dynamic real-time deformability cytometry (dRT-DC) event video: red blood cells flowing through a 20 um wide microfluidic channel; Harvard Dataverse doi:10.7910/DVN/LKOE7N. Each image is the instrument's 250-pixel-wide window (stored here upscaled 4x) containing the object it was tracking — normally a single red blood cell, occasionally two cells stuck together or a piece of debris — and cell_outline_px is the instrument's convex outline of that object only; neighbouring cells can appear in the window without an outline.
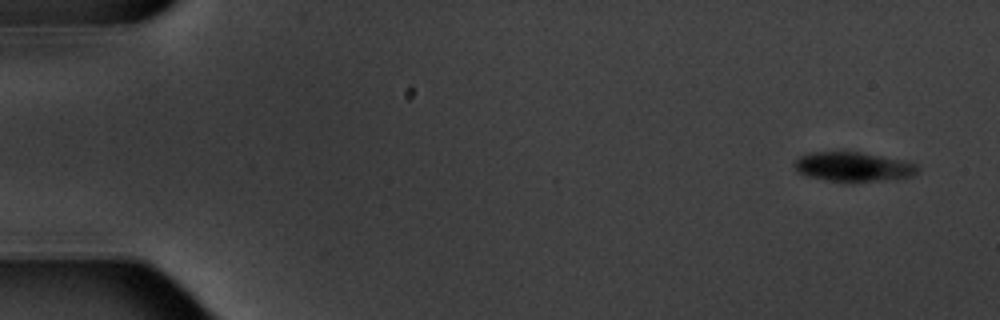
{"species": "common noctule bat (a hibernating species)", "species_latin": "Nyctalus noctula", "temperature_condition": "warm", "stored_images_in_passage": 6, "camera_frame_rate_fps": 3000, "um_per_image_px": 0.085, "animal": {"sex": "male", "body_mass_g": 20.1, "forearm_length_mm": 53.5}, "frame": {"image": 1, "passage_image": 1, "time_ms": 0.0, "image_size_px": [1000, 320], "cell_outline_px": [[920, 168], [912, 176], [896, 180], [828, 180], [804, 176], [796, 172], [792, 164], [800, 156], [808, 152], [860, 152], [880, 156], [916, 164]], "centroid_in_image_um": [72.46, 14.17], "position_along_channel_um": 12.5, "area_um2": 20.81}}
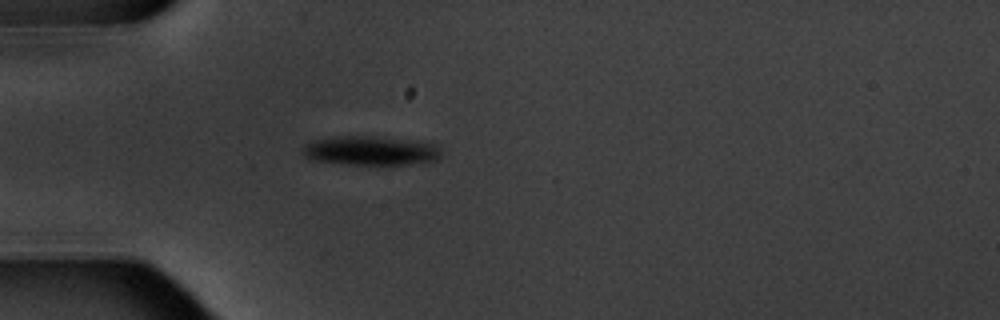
{"frame": {"image": 2, "passage_image": 5, "time_ms": 4.667, "image_size_px": [1000, 320], "cell_outline_px": [[440, 156], [436, 160], [424, 164], [384, 168], [312, 160], [304, 156], [300, 152], [300, 148], [304, 144], [312, 140], [336, 136], [372, 136], [416, 140], [440, 144]], "centroid_in_image_um": [31.57, 12.85], "position_along_channel_um": 53.4, "area_um2": 25.26}}